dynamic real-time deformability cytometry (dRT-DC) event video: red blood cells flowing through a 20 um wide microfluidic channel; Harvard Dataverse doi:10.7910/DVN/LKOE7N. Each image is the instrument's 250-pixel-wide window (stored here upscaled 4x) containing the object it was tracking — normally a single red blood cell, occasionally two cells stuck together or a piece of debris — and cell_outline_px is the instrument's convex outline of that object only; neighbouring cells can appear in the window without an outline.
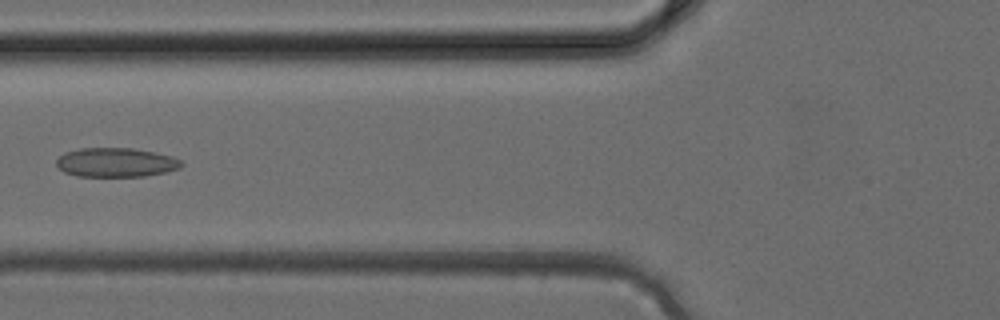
{"species": "common noctule bat (a hibernating species)", "species_latin": "Nyctalus noctula", "temperature_condition": "cold", "stored_images_in_passage": 38, "camera_frame_rate_fps": 3000, "um_per_image_px": 0.085, "animal": {"sex": "female", "body_mass_g": 24.6, "forearm_length_mm": 56.2}, "frame": {"image": 1, "passage_image": 14, "time_ms": 4.333, "image_size_px": [1000, 320], "cell_outline_px": [[184, 164], [180, 168], [164, 172], [144, 176], [76, 176], [64, 172], [56, 164], [56, 160], [64, 152], [80, 148], [132, 148], [172, 156], [180, 160]], "centroid_in_image_um": [9.83, 13.8], "position_along_channel_um": 116.0, "area_um2": 21.15}}
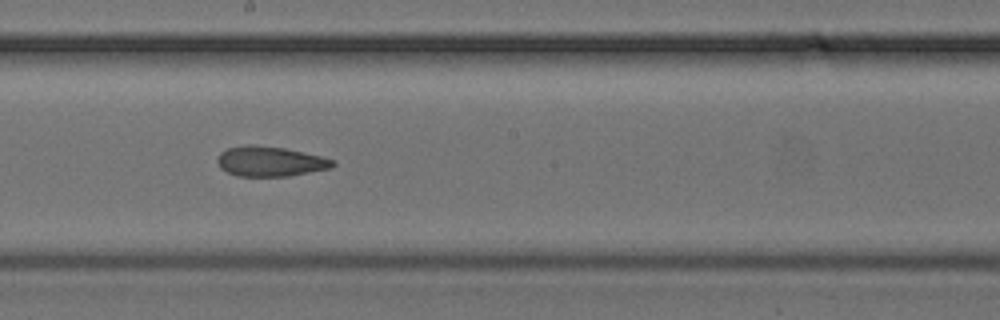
{"frame": {"image": 2, "passage_image": 20, "time_ms": 6.333, "image_size_px": [1000, 320], "cell_outline_px": [[336, 164], [332, 168], [288, 176], [236, 176], [220, 168], [216, 160], [216, 156], [220, 152], [228, 148], [244, 144], [256, 144], [284, 148], [320, 156], [336, 160]], "centroid_in_image_um": [22.94, 13.71], "position_along_channel_um": 225.3, "area_um2": 20.4}}
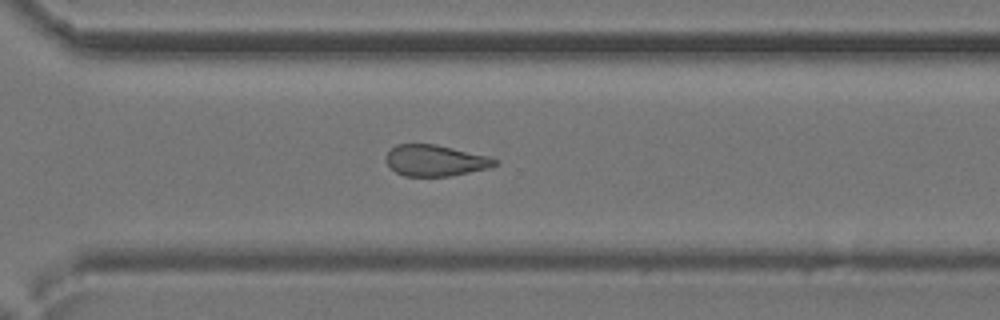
{"frame": {"image": 3, "passage_image": 26, "time_ms": 8.333, "image_size_px": [1000, 320], "cell_outline_px": [[496, 164], [488, 168], [448, 176], [404, 176], [396, 172], [384, 160], [384, 156], [396, 144], [436, 144], [488, 156], [496, 160]], "centroid_in_image_um": [36.94, 13.64], "position_along_channel_um": 333.7, "area_um2": 19.59}}